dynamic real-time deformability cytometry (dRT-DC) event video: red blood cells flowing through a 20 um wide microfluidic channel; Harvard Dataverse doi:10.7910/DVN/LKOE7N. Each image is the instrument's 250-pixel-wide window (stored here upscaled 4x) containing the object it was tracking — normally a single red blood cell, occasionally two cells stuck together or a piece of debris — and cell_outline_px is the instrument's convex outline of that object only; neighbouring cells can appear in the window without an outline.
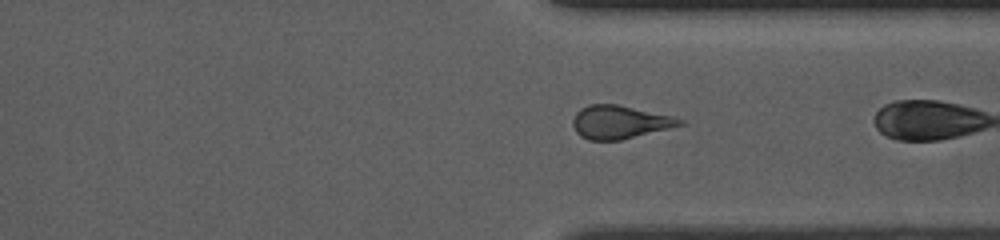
{"species": "common noctule bat (a hibernating species)", "species_latin": "Nyctalus noctula", "temperature_condition": "room temperature", "stored_images_in_passage": 38, "camera_frame_rate_fps": 3000, "um_per_image_px": 0.085, "animal": {"sex": "female", "body_mass_g": 10.0, "forearm_length_mm": 53.1}, "frame": {"image": 1, "passage_image": 37, "time_ms": 12.0, "image_size_px": [1000, 240], "cell_outline_px": [[684, 124], [620, 140], [588, 140], [580, 136], [576, 132], [572, 124], [572, 120], [576, 112], [580, 108], [588, 104], [616, 104], [672, 116], [684, 120]], "centroid_in_image_um": [52.61, 10.37], "position_along_channel_um": 358.8, "area_um2": 20.52}}